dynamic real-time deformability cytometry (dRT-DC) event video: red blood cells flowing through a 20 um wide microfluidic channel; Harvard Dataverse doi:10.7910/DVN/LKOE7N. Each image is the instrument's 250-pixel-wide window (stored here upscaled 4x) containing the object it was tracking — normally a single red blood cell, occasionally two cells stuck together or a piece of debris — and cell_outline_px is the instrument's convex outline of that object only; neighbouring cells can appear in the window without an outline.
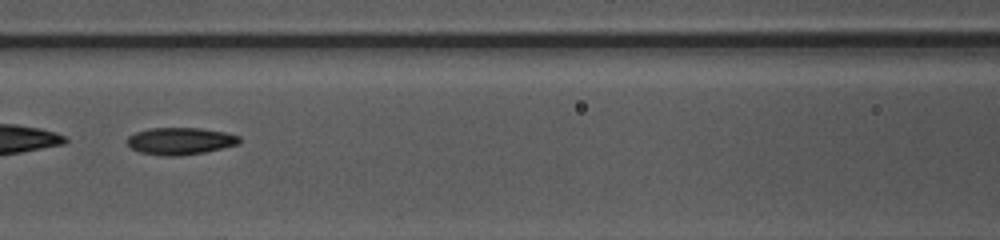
{"species": "common noctule bat (a hibernating species)", "species_latin": "Nyctalus noctula", "temperature_condition": "warm", "stored_images_in_passage": 46, "segment_of_instrument_passage": [2, 2], "camera_frame_rate_fps": 3000, "um_per_image_px": 0.085, "animal": {"sex": "female", "body_mass_g": 10.0, "forearm_length_mm": 53.1}, "frame": {"image": 1, "passage_image": 19, "time_ms": 6.0, "image_size_px": [1000, 240], "cell_outline_px": [[240, 144], [224, 148], [204, 152], [180, 156], [164, 156], [140, 152], [132, 148], [124, 140], [128, 136], [136, 132], [152, 128], [200, 128], [224, 132], [240, 136]], "centroid_in_image_um": [15.33, 11.99], "position_along_channel_um": 151.3, "area_um2": 17.8}}
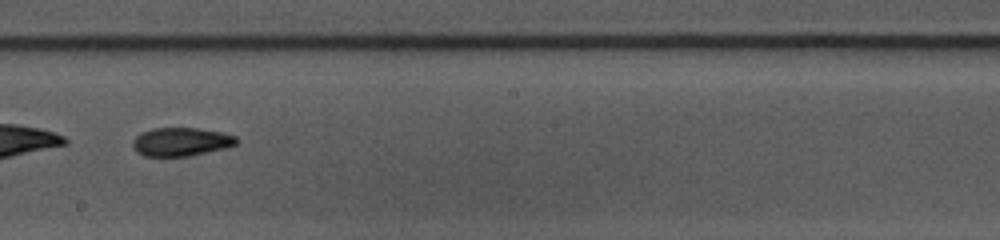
{"frame": {"image": 2, "passage_image": 25, "time_ms": 8.0, "image_size_px": [1000, 240], "cell_outline_px": [[240, 140], [236, 144], [224, 148], [188, 156], [144, 156], [136, 152], [132, 148], [132, 140], [140, 132], [152, 128], [196, 128], [224, 132], [236, 136]], "centroid_in_image_um": [15.36, 12.04], "position_along_channel_um": 232.8, "area_um2": 17.4}}
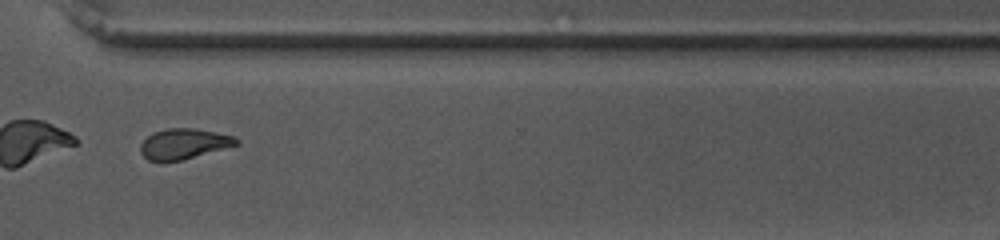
{"frame": {"image": 3, "passage_image": 34, "time_ms": 11.0, "image_size_px": [1000, 240], "cell_outline_px": [[240, 144], [180, 160], [148, 160], [140, 152], [140, 144], [152, 132], [168, 128], [196, 128], [236, 136], [240, 140]], "centroid_in_image_um": [15.66, 12.19], "position_along_channel_um": 354.9, "area_um2": 16.88}}